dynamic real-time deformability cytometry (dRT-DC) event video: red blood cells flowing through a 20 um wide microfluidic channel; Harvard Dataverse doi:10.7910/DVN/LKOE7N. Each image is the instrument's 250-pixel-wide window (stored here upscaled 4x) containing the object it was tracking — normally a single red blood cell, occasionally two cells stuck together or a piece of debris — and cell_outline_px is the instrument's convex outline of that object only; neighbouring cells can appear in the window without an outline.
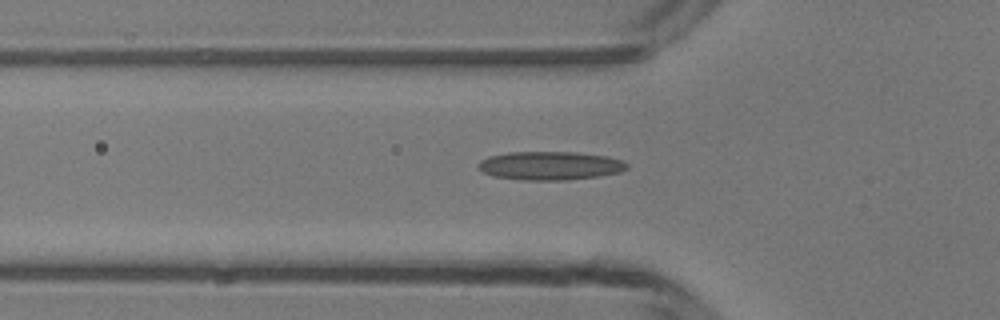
{"species": "common noctule bat (a hibernating species)", "species_latin": "Nyctalus noctula", "temperature_condition": "room temperature", "stored_images_in_passage": 42, "camera_frame_rate_fps": 3000, "um_per_image_px": 0.085, "animal": {"sex": "male", "body_mass_g": 13.3}, "frame": {"image": 1, "passage_image": 15, "time_ms": 4.667, "image_size_px": [1000, 320], "cell_outline_px": [[628, 168], [620, 172], [600, 176], [568, 180], [524, 180], [492, 176], [476, 168], [476, 164], [480, 160], [488, 156], [508, 152], [576, 152], [608, 156], [620, 160], [628, 164]], "centroid_in_image_um": [46.73, 14.08], "position_along_channel_um": 79.1, "area_um2": 24.97}}
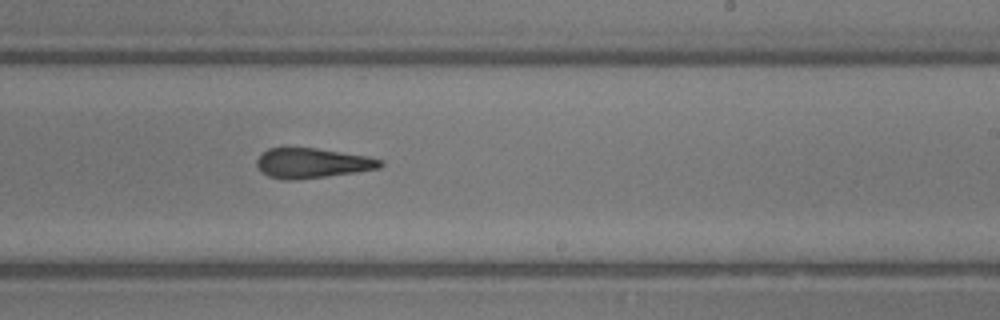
{"frame": {"image": 2, "passage_image": 28, "time_ms": 9.0, "image_size_px": [1000, 320], "cell_outline_px": [[384, 164], [380, 168], [356, 172], [328, 176], [296, 180], [284, 180], [268, 176], [260, 172], [256, 164], [256, 160], [268, 148], [316, 148], [368, 156], [384, 160]], "centroid_in_image_um": [26.55, 13.87], "position_along_channel_um": 262.4, "area_um2": 21.68}}
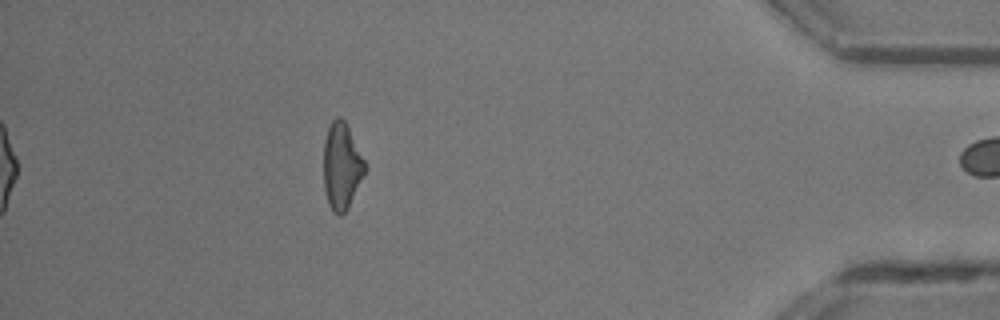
{"frame": {"image": 3, "passage_image": 42, "time_ms": 13.667, "image_size_px": [1000, 320], "cell_outline_px": [[368, 168], [348, 208], [340, 216], [332, 212], [328, 204], [324, 188], [324, 140], [328, 128], [332, 120], [336, 116], [340, 116], [344, 120]], "centroid_in_image_um": [29.04, 14.15], "position_along_channel_um": 406.2, "area_um2": 20.87}, "authors_computed_cell_mechanics": {"area_um2": 21.9929, "velocity_mm_per_s": 4.2076, "shape_relaxation_time_tau1_ms": null, "shape_relaxation_time_tau2_ms": 1.9299, "deformation_change_tau1": null, "deformation_change_tau2": 0.1365}}